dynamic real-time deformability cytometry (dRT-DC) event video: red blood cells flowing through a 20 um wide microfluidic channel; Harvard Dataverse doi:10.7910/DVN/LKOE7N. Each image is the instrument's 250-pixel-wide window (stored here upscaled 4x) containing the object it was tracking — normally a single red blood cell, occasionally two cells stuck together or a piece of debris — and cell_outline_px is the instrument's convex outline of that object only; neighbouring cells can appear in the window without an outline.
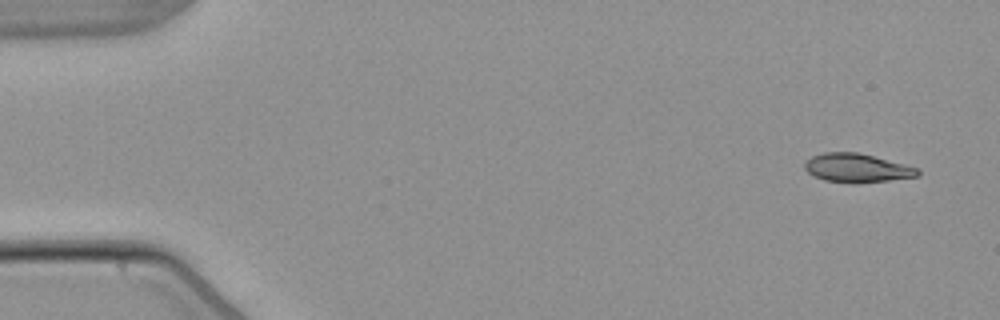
{"species": "common noctule bat (a hibernating species)", "species_latin": "Nyctalus noctula", "temperature_condition": "warm", "stored_images_in_passage": 5, "camera_frame_rate_fps": 3000, "um_per_image_px": 0.085, "animal": {"sex": "male", "body_mass_g": 21.5, "forearm_length_mm": 52.0}, "frame": {"image": 1, "passage_image": 1, "time_ms": 0.0, "image_size_px": [1000, 320], "cell_outline_px": [[920, 176], [856, 184], [824, 180], [808, 172], [804, 168], [804, 164], [812, 156], [824, 152], [856, 152], [920, 168]], "centroid_in_image_um": [72.86, 14.29], "position_along_channel_um": 12.1, "area_um2": 18.84}}